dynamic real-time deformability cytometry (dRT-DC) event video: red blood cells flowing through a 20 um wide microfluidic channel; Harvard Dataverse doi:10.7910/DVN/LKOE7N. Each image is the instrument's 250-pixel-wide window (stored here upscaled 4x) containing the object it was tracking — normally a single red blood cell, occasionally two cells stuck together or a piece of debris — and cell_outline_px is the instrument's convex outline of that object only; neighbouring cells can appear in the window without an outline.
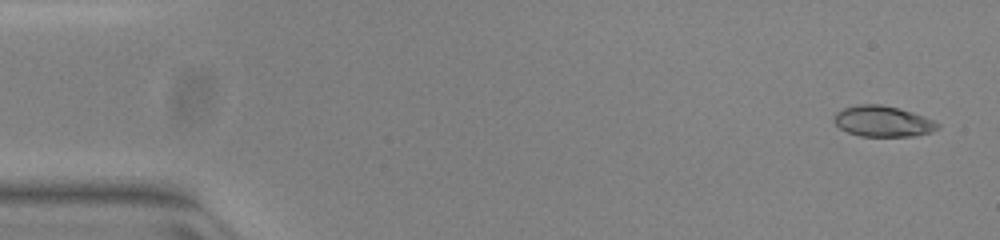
{"species": "common noctule bat (a hibernating species)", "species_latin": "Nyctalus noctula", "temperature_condition": "warm", "stored_images_in_passage": 51, "camera_frame_rate_fps": 3000, "um_per_image_px": 0.085, "animal": {"sex": "female", "body_mass_g": 23.0, "forearm_length_mm": 53.4}, "frame": {"image": 1, "passage_image": 2, "time_ms": 0.333, "image_size_px": [1000, 240], "cell_outline_px": [[940, 124], [932, 132], [916, 136], [860, 136], [848, 132], [840, 128], [832, 120], [836, 112], [844, 108], [856, 104], [880, 104], [912, 112], [924, 116]], "centroid_in_image_um": [75.01, 10.31], "position_along_channel_um": 10.0, "area_um2": 18.55}}
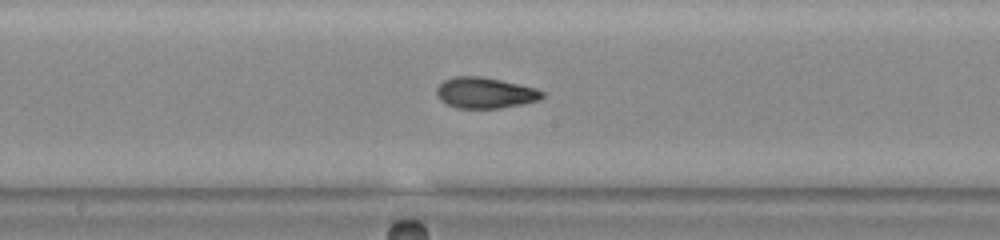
{"frame": {"image": 2, "passage_image": 27, "time_ms": 8.667, "image_size_px": [1000, 240], "cell_outline_px": [[544, 96], [540, 100], [500, 108], [456, 108], [440, 100], [436, 96], [436, 88], [444, 80], [456, 76], [480, 76], [500, 80], [536, 88], [544, 92]], "centroid_in_image_um": [41.21, 7.89], "position_along_channel_um": 207.0, "area_um2": 18.96}}
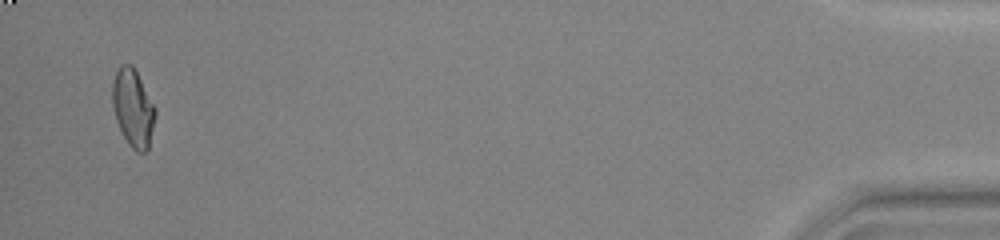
{"frame": {"image": 3, "passage_image": 50, "time_ms": 16.333, "image_size_px": [1000, 240], "cell_outline_px": [[156, 116], [148, 148], [144, 152], [136, 152], [128, 144], [116, 120], [112, 104], [112, 84], [116, 72], [120, 64], [132, 64], [156, 108]], "centroid_in_image_um": [11.31, 9.17], "position_along_channel_um": 423.9, "area_um2": 19.31}, "authors_computed_cell_mechanics": {"area_um2": 18.7272, "velocity_mm_per_s": 3.9675, "shape_relaxation_time_tau1_ms": 5.694, "shape_relaxation_time_tau2_ms": 1.7277, "deformation_change_tau1": 0.2109, "deformation_change_tau2": 0.0727}}